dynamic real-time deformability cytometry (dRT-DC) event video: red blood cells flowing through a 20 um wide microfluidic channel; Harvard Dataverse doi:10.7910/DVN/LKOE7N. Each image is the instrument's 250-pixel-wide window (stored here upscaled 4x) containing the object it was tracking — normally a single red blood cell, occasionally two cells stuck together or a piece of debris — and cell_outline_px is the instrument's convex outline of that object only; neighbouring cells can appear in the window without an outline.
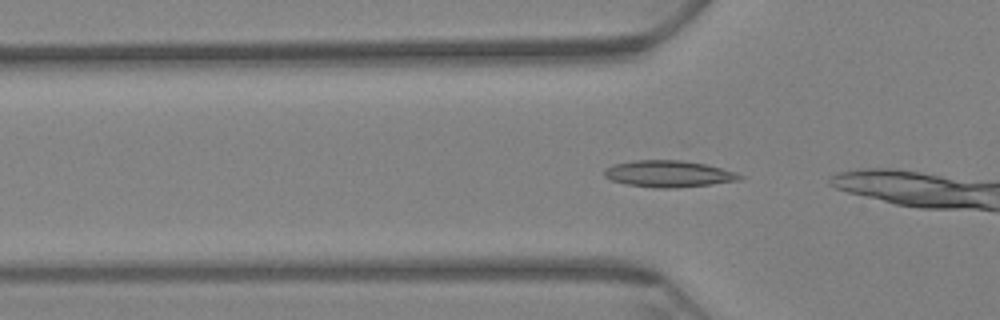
{"species": "Egyptian fruit bat (a non-hibernating species)", "species_latin": "Rousettus aegyptiacus", "temperature_condition": "warm", "stored_images_in_passage": 10, "camera_frame_rate_fps": 3000, "um_per_image_px": 0.085, "animal": {"sex": "female"}, "frame": {"image": 1, "passage_image": 4, "time_ms": 1.0, "image_size_px": [1000, 320], "cell_outline_px": [[744, 176], [740, 180], [676, 188], [656, 188], [628, 184], [612, 180], [604, 176], [604, 168], [612, 164], [636, 160], [680, 160], [704, 164], [736, 172]], "centroid_in_image_um": [56.8, 14.77], "position_along_channel_um": 69.0, "area_um2": 20.81}}
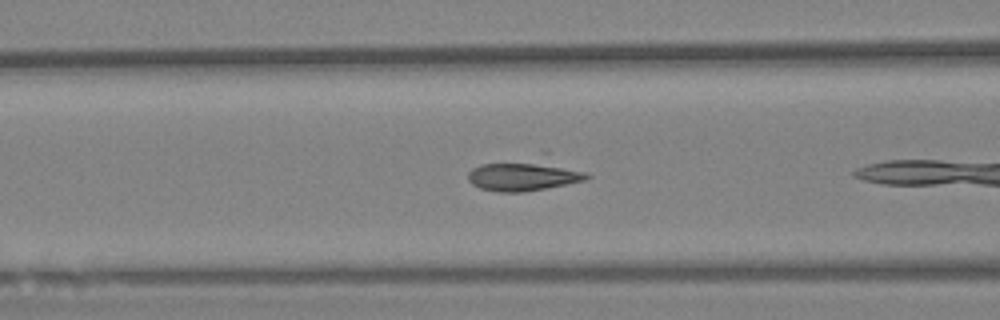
{"frame": {"image": 2, "passage_image": 9, "time_ms": 2.667, "image_size_px": [1000, 320], "cell_outline_px": [[592, 176], [584, 180], [524, 192], [496, 192], [480, 188], [472, 184], [468, 180], [468, 172], [472, 168], [480, 164], [544, 152], [548, 152]], "centroid_in_image_um": [44.64, 14.76], "position_along_channel_um": 122.0, "area_um2": 23.64}}